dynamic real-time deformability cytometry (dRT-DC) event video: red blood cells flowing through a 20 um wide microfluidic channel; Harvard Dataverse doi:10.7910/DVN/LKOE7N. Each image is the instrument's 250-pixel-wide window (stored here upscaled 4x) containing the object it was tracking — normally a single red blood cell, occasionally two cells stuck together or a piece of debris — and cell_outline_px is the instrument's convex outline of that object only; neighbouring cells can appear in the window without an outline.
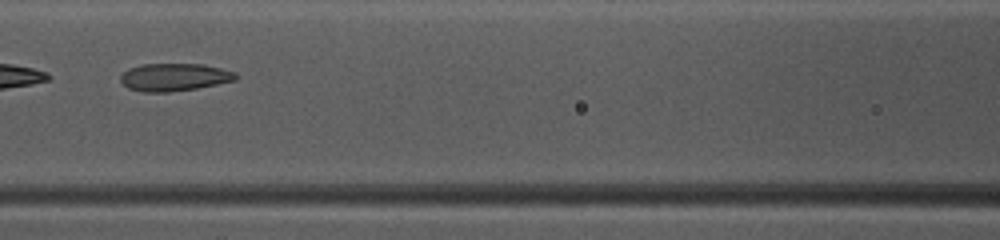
{"species": "common noctule bat (a hibernating species)", "species_latin": "Nyctalus noctula", "temperature_condition": "warm", "stored_images_in_passage": 36, "camera_frame_rate_fps": 3000, "um_per_image_px": 0.085, "animal": {"sex": "female", "body_mass_g": 10.0, "forearm_length_mm": 53.1}, "frame": {"image": 1, "passage_image": 11, "time_ms": 3.333, "image_size_px": [1000, 240], "cell_outline_px": [[240, 76], [236, 80], [196, 88], [168, 92], [144, 92], [128, 88], [120, 80], [120, 76], [128, 68], [144, 64], [204, 64], [236, 72]], "centroid_in_image_um": [14.83, 6.55], "position_along_channel_um": 151.8, "area_um2": 18.55}, "authors_computed_cell_mechanics": {"area_um2": 19.0162, "velocity_mm_per_s": 4.1364, "shape_relaxation_time_tau1_ms": 9.215, "shape_relaxation_time_tau2_ms": 1.8556, "deformation_change_tau1": 0.2395, "deformation_change_tau2": 0.1006}}